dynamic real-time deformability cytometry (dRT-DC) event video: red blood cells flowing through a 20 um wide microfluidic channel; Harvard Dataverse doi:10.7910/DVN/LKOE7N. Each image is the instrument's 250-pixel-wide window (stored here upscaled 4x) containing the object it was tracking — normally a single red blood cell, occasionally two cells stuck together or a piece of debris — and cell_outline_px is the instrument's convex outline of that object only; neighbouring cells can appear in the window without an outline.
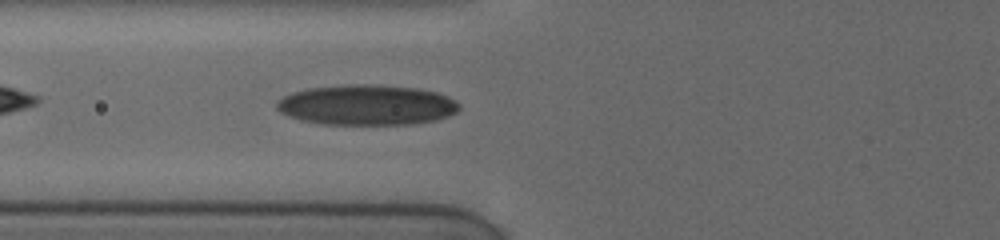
{"species": "human", "species_latin": "Homo sapiens", "temperature_condition": "cold", "stored_images_in_passage": 10, "camera_frame_rate_fps": 3000, "um_per_image_px": 0.085, "donor": {"sex": "female"}, "frame": {"image": 1, "passage_image": 6, "time_ms": 2.333, "image_size_px": [1000, 240], "cell_outline_px": [[460, 108], [456, 112], [448, 116], [436, 120], [408, 124], [324, 124], [300, 120], [288, 116], [280, 112], [276, 108], [276, 104], [284, 96], [292, 92], [308, 88], [348, 84], [364, 84], [416, 88], [436, 92], [448, 96], [456, 100], [460, 104]], "centroid_in_image_um": [31.17, 8.92], "position_along_channel_um": 94.6, "area_um2": 42.83}}
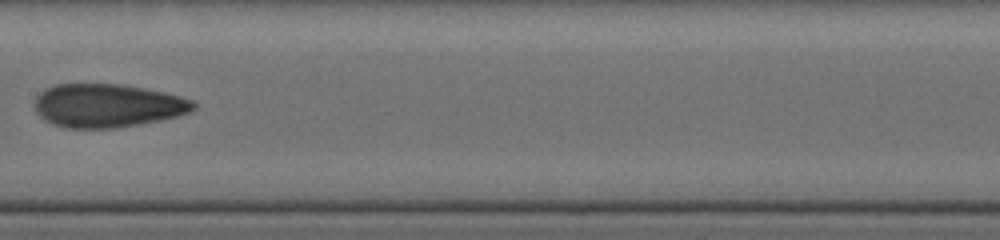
{"frame": {"image": 2, "passage_image": 9, "time_ms": 5.0, "image_size_px": [1000, 240], "cell_outline_px": [[196, 108], [188, 112], [176, 116], [160, 120], [112, 128], [68, 128], [52, 124], [44, 120], [36, 112], [36, 96], [44, 88], [56, 84], [120, 84], [144, 88], [164, 92], [180, 96], [192, 100], [196, 104]], "centroid_in_image_um": [9.11, 8.97], "position_along_channel_um": 198.3, "area_um2": 40.06}}
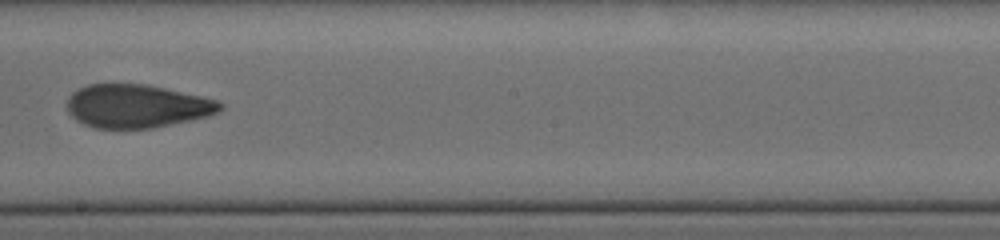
{"frame": {"image": 3, "passage_image": 10, "time_ms": 6.0, "image_size_px": [1000, 240], "cell_outline_px": [[224, 108], [220, 112], [208, 116], [192, 120], [152, 128], [96, 128], [84, 124], [72, 116], [68, 112], [68, 96], [72, 92], [88, 84], [148, 84], [200, 96], [216, 100], [224, 104]], "centroid_in_image_um": [11.66, 9.02], "position_along_channel_um": 236.5, "area_um2": 38.61}}